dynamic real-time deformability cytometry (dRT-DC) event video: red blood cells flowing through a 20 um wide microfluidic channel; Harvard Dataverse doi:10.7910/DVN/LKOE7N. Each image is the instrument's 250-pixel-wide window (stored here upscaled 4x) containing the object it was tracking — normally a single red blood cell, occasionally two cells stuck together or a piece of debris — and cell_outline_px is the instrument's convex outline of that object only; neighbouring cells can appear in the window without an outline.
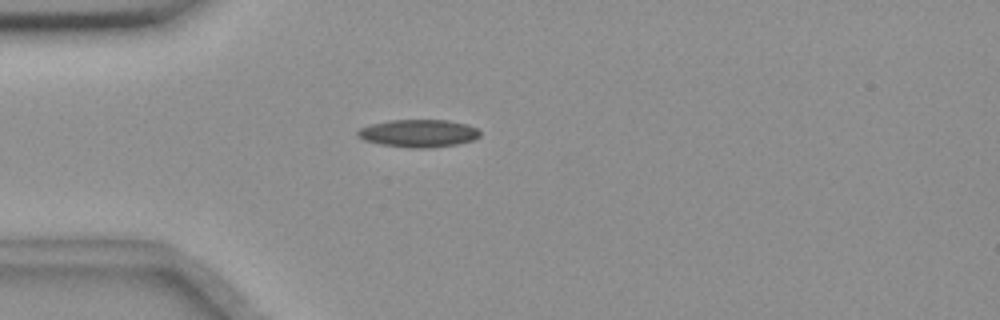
{"species": "common noctule bat (a hibernating species)", "species_latin": "Nyctalus noctula", "temperature_condition": "room temperature", "stored_images_in_passage": 42, "camera_frame_rate_fps": 3000, "um_per_image_px": 0.085, "animal": {"sex": "female", "body_mass_g": 18.4}, "frame": {"image": 1, "passage_image": 2, "time_ms": 0.333, "image_size_px": [1000, 320], "cell_outline_px": [[480, 136], [472, 140], [456, 144], [432, 148], [412, 148], [380, 144], [364, 140], [356, 136], [356, 132], [360, 128], [372, 124], [388, 120], [448, 120], [468, 124], [476, 128], [480, 132]], "centroid_in_image_um": [35.56, 11.33], "position_along_channel_um": 49.4, "area_um2": 19.77}}
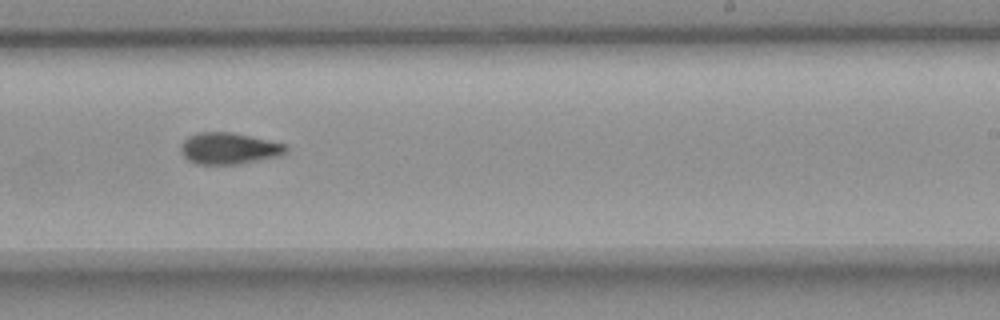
{"frame": {"image": 2, "passage_image": 21, "time_ms": 6.667, "image_size_px": [1000, 320], "cell_outline_px": [[288, 148], [280, 156], [236, 164], [196, 164], [188, 160], [180, 152], [180, 144], [188, 136], [200, 132], [232, 132], [288, 144]], "centroid_in_image_um": [19.44, 12.61], "position_along_channel_um": 269.6, "area_um2": 19.36}}
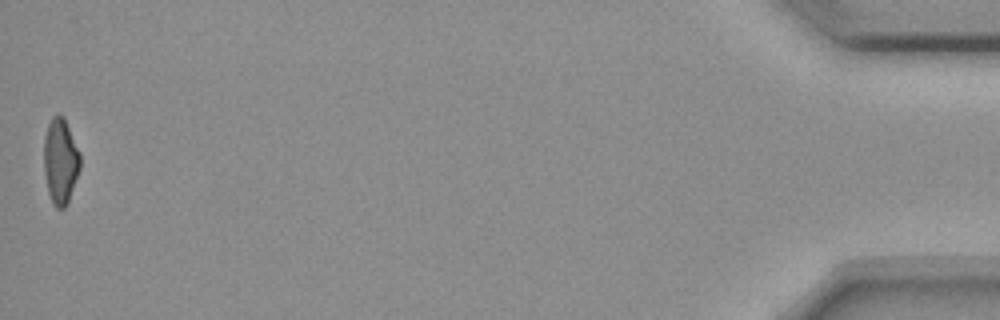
{"frame": {"image": 3, "passage_image": 42, "time_ms": 13.667, "image_size_px": [1000, 320], "cell_outline_px": [[80, 168], [68, 204], [64, 208], [56, 208], [52, 204], [48, 192], [44, 172], [44, 136], [48, 124], [52, 116], [56, 112], [60, 112], [64, 116], [80, 152]], "centroid_in_image_um": [5.14, 13.66], "position_along_channel_um": 430.1, "area_um2": 18.5}, "authors_computed_cell_mechanics": {"area_um2": 19.074, "velocity_mm_per_s": 3.6685, "shape_relaxation_time_tau1_ms": 10.6243, "shape_relaxation_time_tau2_ms": 5.0641, "deformation_change_tau1": 0.2222, "deformation_change_tau2": 0.1205}}